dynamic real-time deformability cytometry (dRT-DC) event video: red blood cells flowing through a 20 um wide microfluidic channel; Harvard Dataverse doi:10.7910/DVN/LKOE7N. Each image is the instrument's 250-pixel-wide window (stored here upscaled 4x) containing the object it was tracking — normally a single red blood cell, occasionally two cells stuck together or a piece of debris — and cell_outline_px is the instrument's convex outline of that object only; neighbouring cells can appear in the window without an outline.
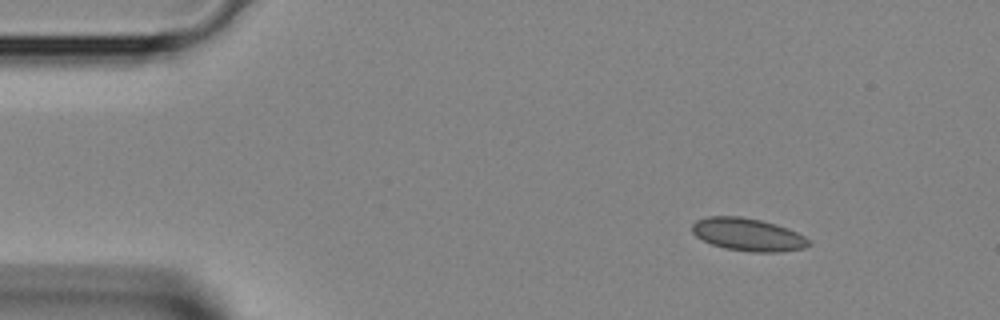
{"species": "Egyptian fruit bat (a non-hibernating species)", "species_latin": "Rousettus aegyptiacus", "temperature_condition": "room temperature", "stored_images_in_passage": 4, "camera_frame_rate_fps": 3000, "um_per_image_px": 0.085, "animal": {"sex": "female"}, "frame": {"image": 1, "passage_image": 1, "time_ms": 0.0, "image_size_px": [1000, 320], "cell_outline_px": [[812, 244], [804, 248], [776, 252], [752, 252], [724, 248], [712, 244], [696, 236], [692, 232], [692, 224], [696, 220], [708, 216], [740, 216], [760, 220], [776, 224], [788, 228], [812, 240]], "centroid_in_image_um": [63.59, 19.93], "position_along_channel_um": 21.4, "area_um2": 22.31}}
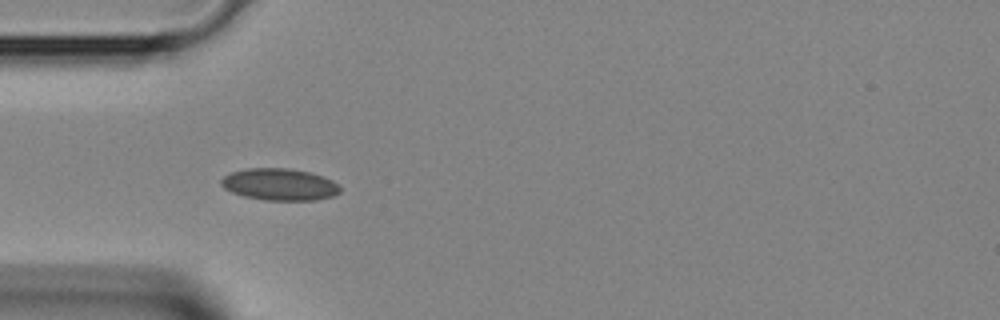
{"frame": {"image": 2, "passage_image": 3, "time_ms": 0.667, "image_size_px": [1000, 320], "cell_outline_px": [[340, 192], [332, 196], [316, 200], [264, 200], [244, 196], [232, 192], [224, 188], [220, 184], [220, 180], [224, 176], [232, 172], [248, 168], [288, 168], [308, 172], [324, 176], [340, 184]], "centroid_in_image_um": [23.78, 15.67], "position_along_channel_um": 61.2, "area_um2": 22.14}}
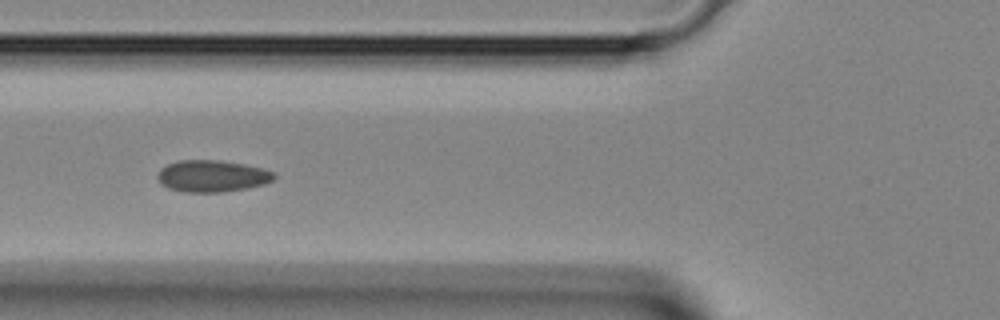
{"frame": {"image": 3, "passage_image": 4, "time_ms": 1.0, "image_size_px": [1000, 320], "cell_outline_px": [[276, 176], [272, 180], [264, 184], [248, 188], [220, 192], [184, 192], [168, 188], [160, 184], [156, 176], [160, 168], [176, 160], [220, 160], [244, 164], [264, 168], [276, 172]], "centroid_in_image_um": [18.02, 14.96], "position_along_channel_um": 107.8, "area_um2": 21.85}}